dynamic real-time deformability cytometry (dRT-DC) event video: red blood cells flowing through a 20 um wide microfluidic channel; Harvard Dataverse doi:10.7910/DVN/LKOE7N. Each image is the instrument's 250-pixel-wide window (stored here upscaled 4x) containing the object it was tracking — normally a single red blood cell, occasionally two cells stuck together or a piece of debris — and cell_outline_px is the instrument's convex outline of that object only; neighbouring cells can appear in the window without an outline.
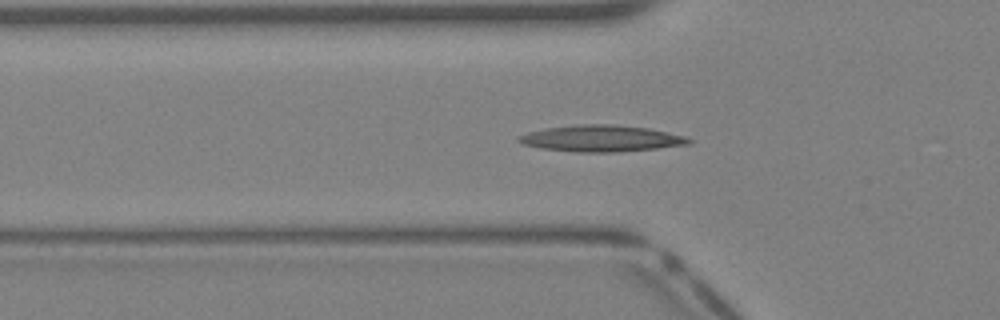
{"species": "Egyptian fruit bat (a non-hibernating species)", "species_latin": "Rousettus aegyptiacus", "temperature_condition": "warm", "stored_images_in_passage": 31, "segment_of_instrument_passage": [1, 2], "camera_frame_rate_fps": 3000, "um_per_image_px": 0.085, "animal": {"sex": "female"}, "frame": {"image": 1, "passage_image": 3, "time_ms": 0.667, "image_size_px": [1000, 320], "cell_outline_px": [[692, 140], [688, 144], [656, 148], [616, 152], [576, 152], [540, 148], [524, 144], [516, 140], [516, 136], [528, 132], [544, 128], [580, 124], [612, 124], [648, 128], [684, 136]], "centroid_in_image_um": [51.03, 11.76], "position_along_channel_um": 74.8, "area_um2": 26.07}}
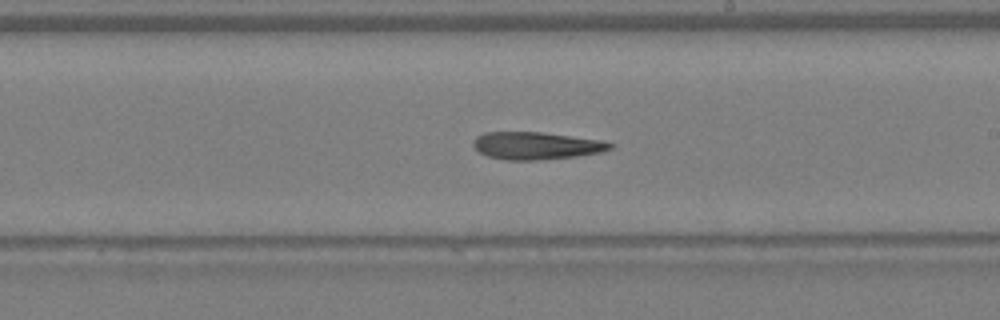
{"frame": {"image": 2, "passage_image": 13, "time_ms": 4.0, "image_size_px": [1000, 320], "cell_outline_px": [[616, 144], [612, 148], [600, 152], [576, 156], [536, 160], [504, 160], [488, 156], [480, 152], [472, 144], [472, 140], [476, 136], [484, 132], [540, 132], [600, 140]], "centroid_in_image_um": [45.55, 12.38], "position_along_channel_um": 243.5, "area_um2": 21.79}}
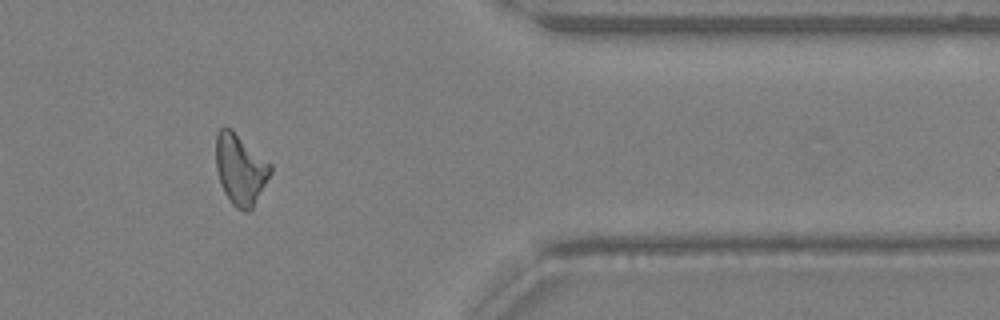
{"frame": {"image": 3, "passage_image": 23, "time_ms": 7.333, "image_size_px": [1000, 320], "cell_outline_px": [[272, 172], [252, 208], [248, 212], [244, 212], [236, 208], [232, 204], [224, 192], [220, 184], [216, 168], [216, 136], [220, 128], [224, 124], [232, 128], [272, 164]], "centroid_in_image_um": [20.43, 14.36], "position_along_channel_um": 391.0, "area_um2": 22.77}}